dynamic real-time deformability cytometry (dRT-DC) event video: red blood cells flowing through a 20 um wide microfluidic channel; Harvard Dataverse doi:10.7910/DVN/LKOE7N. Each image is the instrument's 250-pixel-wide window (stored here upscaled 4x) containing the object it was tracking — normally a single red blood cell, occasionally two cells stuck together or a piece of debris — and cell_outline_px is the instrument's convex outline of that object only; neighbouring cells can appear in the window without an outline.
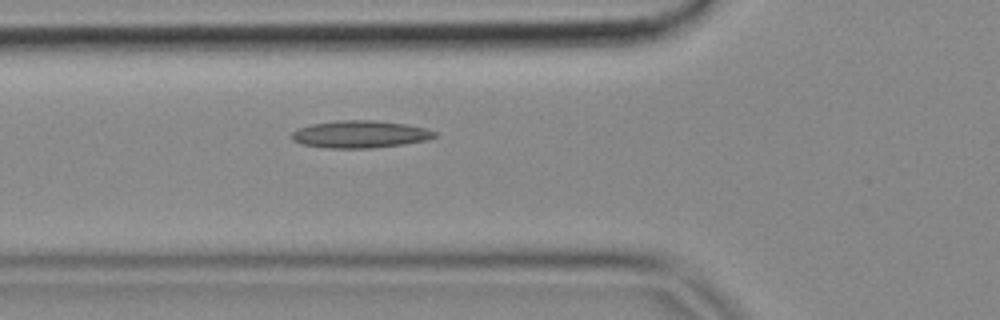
{"species": "common noctule bat (a hibernating species)", "species_latin": "Nyctalus noctula", "temperature_condition": "cold", "stored_images_in_passage": 5, "camera_frame_rate_fps": 3000, "um_per_image_px": 0.085, "animal": {"sex": "female", "body_mass_g": 18.4}, "frame": {"image": 1, "passage_image": 4, "time_ms": 1.0, "image_size_px": [1000, 320], "cell_outline_px": [[436, 136], [424, 140], [404, 144], [372, 148], [324, 148], [304, 144], [292, 140], [292, 132], [296, 128], [312, 124], [340, 120], [376, 120], [408, 124], [424, 128], [436, 132]], "centroid_in_image_um": [30.58, 11.41], "position_along_channel_um": 95.2, "area_um2": 22.72}}